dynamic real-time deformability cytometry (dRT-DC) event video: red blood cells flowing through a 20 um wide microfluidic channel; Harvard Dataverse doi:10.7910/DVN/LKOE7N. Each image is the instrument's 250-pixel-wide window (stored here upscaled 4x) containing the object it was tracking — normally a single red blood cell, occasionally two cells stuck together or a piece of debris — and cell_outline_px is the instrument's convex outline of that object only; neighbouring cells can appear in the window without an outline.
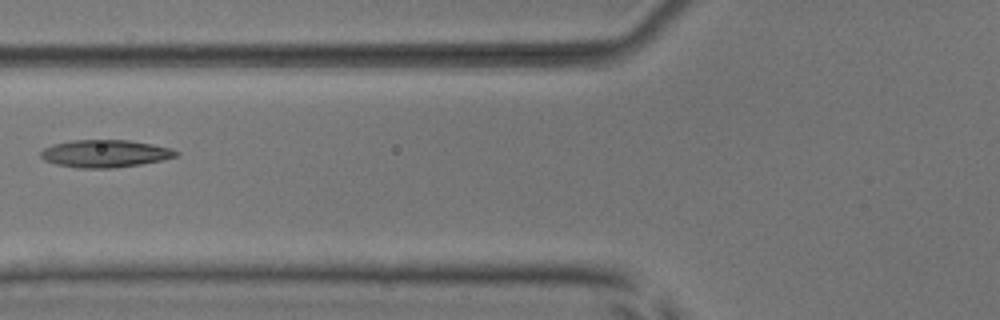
{"species": "common noctule bat (a hibernating species)", "species_latin": "Nyctalus noctula", "temperature_condition": "room temperature", "stored_images_in_passage": 7, "camera_frame_rate_fps": 3000, "um_per_image_px": 0.085, "animal": {"sex": "male", "body_mass_g": 17.9, "forearm_length_mm": 54.2}, "frame": {"image": 1, "passage_image": 6, "time_ms": 5.667, "image_size_px": [1000, 320], "cell_outline_px": [[180, 152], [176, 156], [160, 160], [140, 164], [112, 168], [76, 168], [56, 164], [44, 160], [40, 156], [40, 152], [44, 148], [52, 144], [72, 140], [128, 140], [152, 144], [172, 148]], "centroid_in_image_um": [8.9, 13.05], "position_along_channel_um": 116.9, "area_um2": 21.68}}
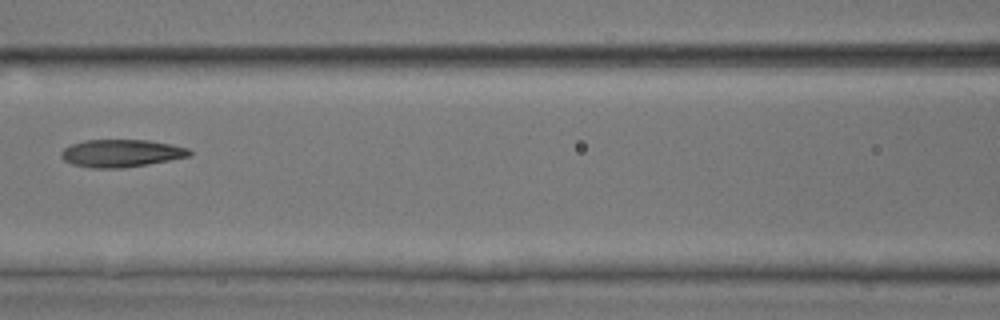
{"frame": {"image": 2, "passage_image": 7, "time_ms": 6.667, "image_size_px": [1000, 320], "cell_outline_px": [[192, 156], [148, 164], [124, 168], [92, 168], [72, 164], [64, 160], [60, 156], [60, 152], [64, 148], [72, 144], [84, 140], [148, 140], [172, 144], [188, 148], [192, 152]], "centroid_in_image_um": [10.32, 13.02], "position_along_channel_um": 156.3, "area_um2": 20.75}}